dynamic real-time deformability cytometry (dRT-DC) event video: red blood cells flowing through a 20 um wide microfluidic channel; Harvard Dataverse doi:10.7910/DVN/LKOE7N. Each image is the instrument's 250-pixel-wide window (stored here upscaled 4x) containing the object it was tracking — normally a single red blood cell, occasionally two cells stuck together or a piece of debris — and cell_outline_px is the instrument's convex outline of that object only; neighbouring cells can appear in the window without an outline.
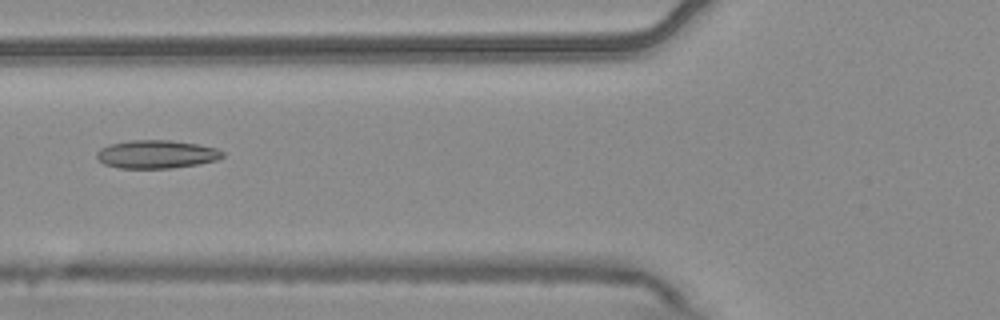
{"species": "common noctule bat (a hibernating species)", "species_latin": "Nyctalus noctula", "temperature_condition": "warm", "stored_images_in_passage": 5, "camera_frame_rate_fps": 3000, "um_per_image_px": 0.085, "animal": {"sex": "male", "body_mass_g": 20.4}, "frame": {"image": 1, "passage_image": 5, "time_ms": 1.333, "image_size_px": [1000, 320], "cell_outline_px": [[224, 156], [216, 160], [200, 164], [172, 168], [120, 168], [104, 164], [96, 156], [96, 152], [100, 148], [112, 144], [128, 140], [168, 140], [200, 144], [216, 148], [224, 152]], "centroid_in_image_um": [13.32, 13.11], "position_along_channel_um": 112.5, "area_um2": 20.75}}